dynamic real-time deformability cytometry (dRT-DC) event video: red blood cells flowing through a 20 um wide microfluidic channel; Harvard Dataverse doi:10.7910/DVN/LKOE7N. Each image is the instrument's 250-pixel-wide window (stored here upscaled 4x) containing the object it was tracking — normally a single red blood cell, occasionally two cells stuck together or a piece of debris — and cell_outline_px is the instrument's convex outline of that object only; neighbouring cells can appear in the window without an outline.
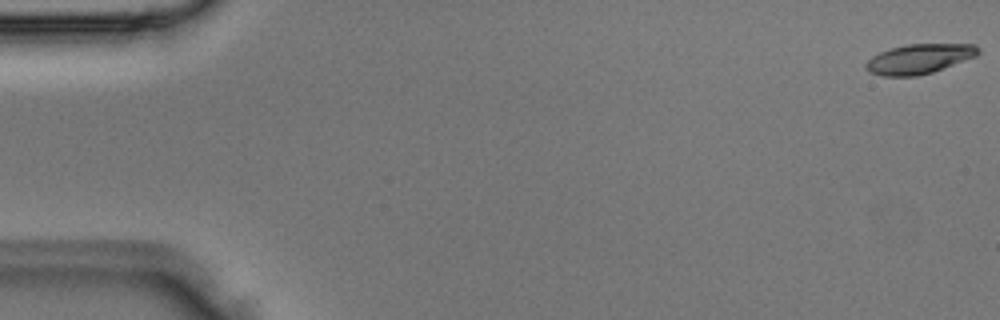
{"species": "Egyptian fruit bat (a non-hibernating species)", "species_latin": "Rousettus aegyptiacus", "temperature_condition": "room temperature", "stored_images_in_passage": 5, "camera_frame_rate_fps": 3000, "um_per_image_px": 0.085, "animal": {"sex": "male"}, "frame": {"image": 1, "passage_image": 1, "time_ms": 0.0, "image_size_px": [1000, 320], "cell_outline_px": [[980, 52], [976, 56], [932, 72], [916, 76], [884, 76], [868, 72], [864, 68], [864, 64], [872, 56], [880, 52], [892, 48], [908, 44], [976, 44], [980, 48]], "centroid_in_image_um": [78.12, 5.0], "position_along_channel_um": 6.9, "area_um2": 19.42}}
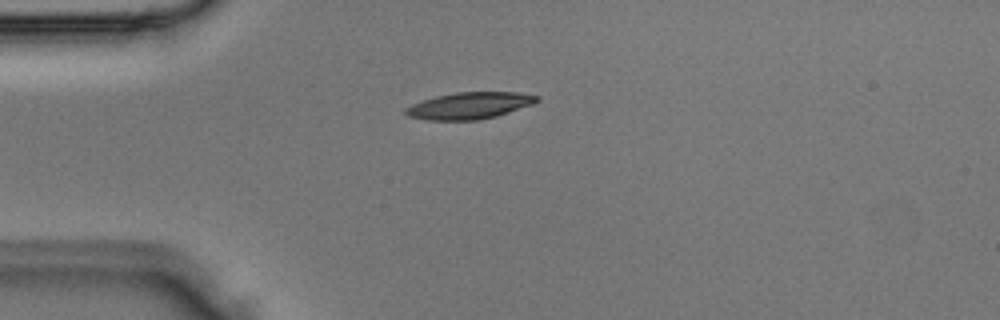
{"frame": {"image": 2, "passage_image": 4, "time_ms": 1.0, "image_size_px": [1000, 320], "cell_outline_px": [[540, 100], [532, 104], [496, 116], [480, 120], [428, 120], [408, 116], [404, 112], [404, 108], [412, 104], [436, 96], [456, 92], [516, 92], [540, 96]], "centroid_in_image_um": [39.9, 8.97], "position_along_channel_um": 45.1, "area_um2": 20.35}}
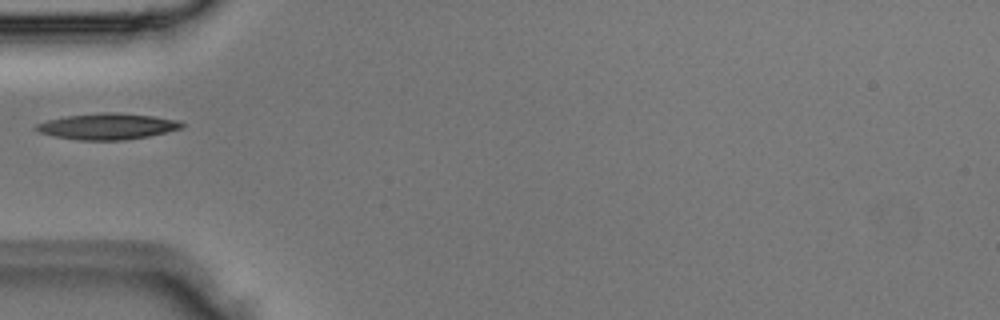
{"frame": {"image": 3, "passage_image": 5, "time_ms": 1.333, "image_size_px": [1000, 320], "cell_outline_px": [[184, 128], [148, 136], [124, 140], [80, 140], [52, 136], [40, 132], [32, 128], [36, 124], [48, 120], [68, 116], [100, 112], [116, 112], [152, 116], [176, 120], [184, 124]], "centroid_in_image_um": [9.11, 10.74], "position_along_channel_um": 75.9, "area_um2": 22.08}}